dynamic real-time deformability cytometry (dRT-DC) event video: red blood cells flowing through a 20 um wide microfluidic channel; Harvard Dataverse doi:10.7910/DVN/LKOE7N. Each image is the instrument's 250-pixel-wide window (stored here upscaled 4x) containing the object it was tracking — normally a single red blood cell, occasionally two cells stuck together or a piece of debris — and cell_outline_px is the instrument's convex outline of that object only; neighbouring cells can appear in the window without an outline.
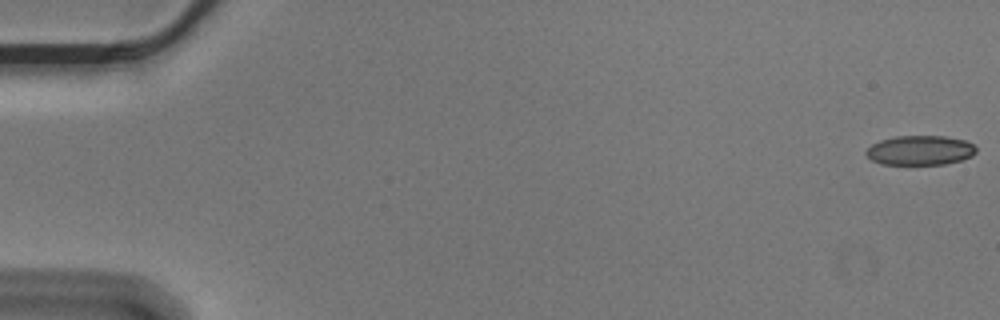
{"species": "Egyptian fruit bat (a non-hibernating species)", "species_latin": "Rousettus aegyptiacus", "temperature_condition": "cold", "stored_images_in_passage": 57, "camera_frame_rate_fps": 3000, "um_per_image_px": 0.085, "animal": {"sex": "male"}, "frame": {"image": 1, "passage_image": 1, "time_ms": 0.0, "image_size_px": [1000, 320], "cell_outline_px": [[976, 152], [972, 156], [960, 160], [944, 164], [880, 164], [872, 160], [864, 152], [872, 144], [880, 140], [896, 136], [944, 136], [964, 140], [972, 144], [976, 148]], "centroid_in_image_um": [78.19, 12.77], "position_along_channel_um": 6.8, "area_um2": 18.84}}
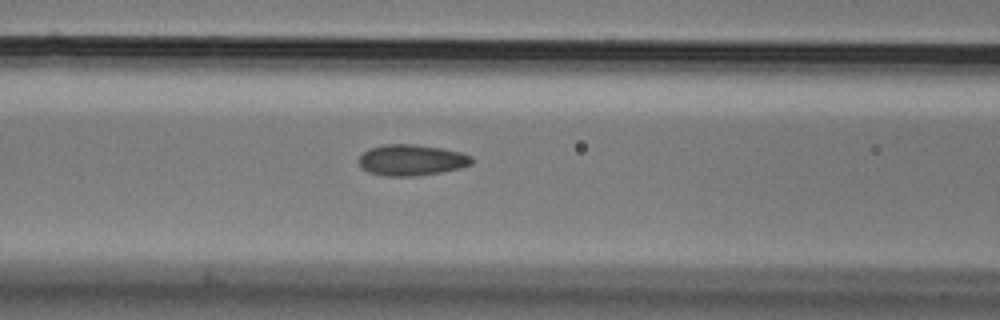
{"frame": {"image": 2, "passage_image": 24, "time_ms": 7.667, "image_size_px": [1000, 320], "cell_outline_px": [[472, 164], [460, 168], [444, 172], [416, 176], [384, 176], [368, 172], [360, 168], [356, 160], [368, 148], [384, 144], [412, 144], [440, 148], [460, 152], [472, 156]], "centroid_in_image_um": [34.93, 13.61], "position_along_channel_um": 131.7, "area_um2": 20.69}}
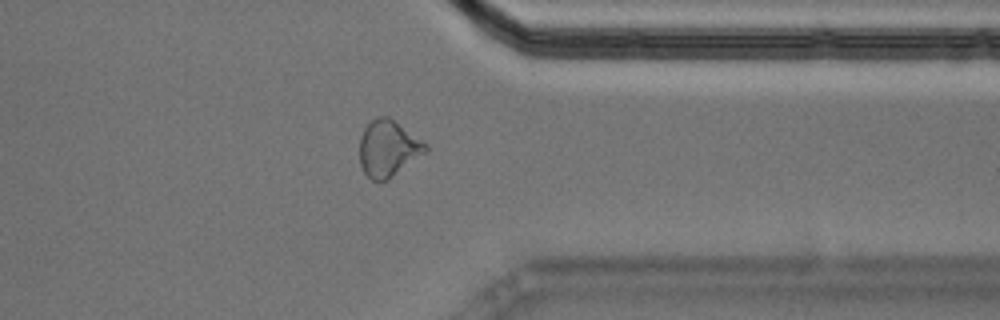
{"frame": {"image": 3, "passage_image": 45, "time_ms": 14.667, "image_size_px": [1000, 320], "cell_outline_px": [[428, 152], [388, 180], [380, 184], [372, 180], [364, 172], [360, 164], [360, 136], [364, 128], [372, 120], [380, 116], [388, 116], [428, 144]], "centroid_in_image_um": [33.01, 12.65], "position_along_channel_um": 378.4, "area_um2": 21.96}, "authors_computed_cell_mechanics": {"area_um2": 20.1144, "velocity_mm_per_s": 3.5867, "shape_relaxation_time_tau1_ms": 10.8084, "shape_relaxation_time_tau2_ms": 1.8977, "deformation_change_tau1": 0.1843, "deformation_change_tau2": 0.0731}}